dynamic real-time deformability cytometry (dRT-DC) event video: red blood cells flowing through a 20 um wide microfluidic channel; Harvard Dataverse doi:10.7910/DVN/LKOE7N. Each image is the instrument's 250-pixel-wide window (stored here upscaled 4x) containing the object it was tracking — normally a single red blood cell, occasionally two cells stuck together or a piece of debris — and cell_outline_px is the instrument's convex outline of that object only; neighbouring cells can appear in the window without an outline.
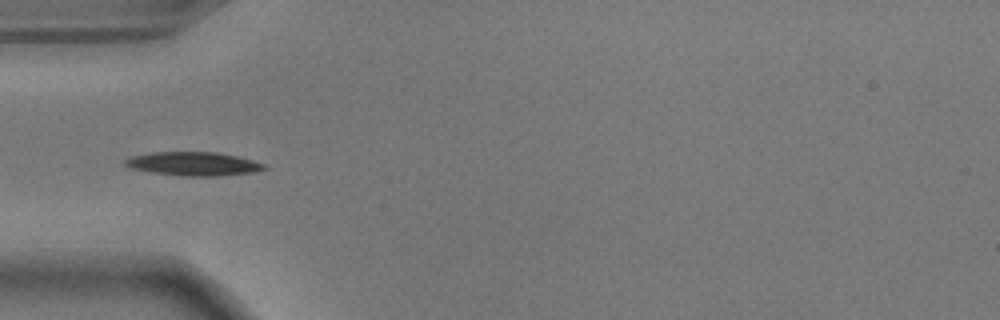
{"species": "common noctule bat (a hibernating species)", "species_latin": "Nyctalus noctula", "temperature_condition": "warm", "stored_images_in_passage": 39, "camera_frame_rate_fps": 3000, "um_per_image_px": 0.085, "animal": {"sex": "male", "body_mass_g": 17.9}, "frame": {"image": 1, "passage_image": 1, "time_ms": 0.0, "image_size_px": [1000, 320], "cell_outline_px": [[268, 168], [252, 172], [216, 176], [184, 176], [152, 172], [132, 168], [124, 164], [124, 160], [136, 156], [152, 152], [216, 152], [236, 156], [252, 160], [264, 164]], "centroid_in_image_um": [16.46, 13.92], "position_along_channel_um": 68.5, "area_um2": 18.84}}
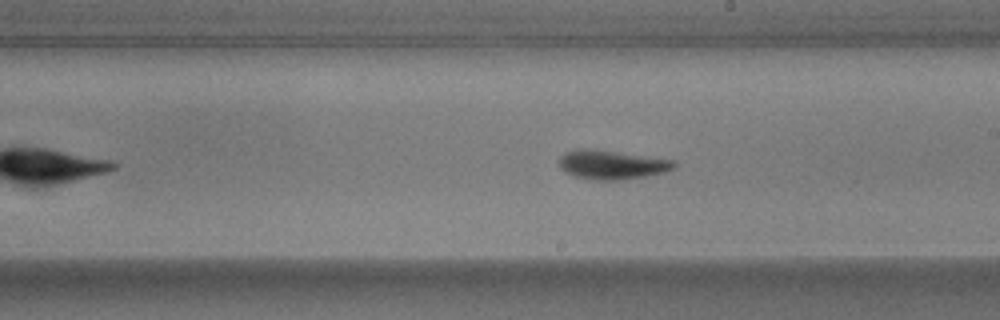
{"frame": {"image": 2, "passage_image": 15, "time_ms": 4.667, "image_size_px": [1000, 320], "cell_outline_px": [[676, 164], [672, 168], [664, 172], [644, 176], [620, 180], [592, 180], [576, 176], [564, 172], [560, 168], [560, 156], [564, 152], [580, 148], [616, 152], [672, 160]], "centroid_in_image_um": [51.93, 14.01], "position_along_channel_um": 237.1, "area_um2": 19.02}}
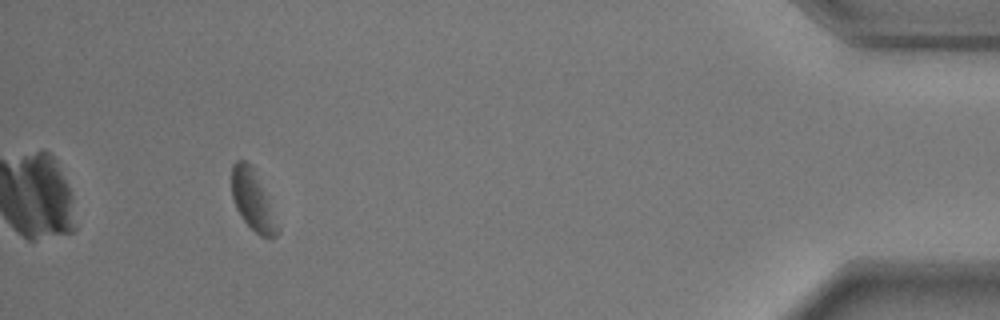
{"frame": {"image": 3, "passage_image": 35, "time_ms": 11.333, "image_size_px": [1000, 320], "cell_outline_px": [[280, 228], [276, 236], [260, 236], [240, 216], [236, 208], [232, 196], [232, 164], [236, 160], [244, 160], [252, 164], [268, 200]], "centroid_in_image_um": [21.46, 16.99], "position_along_channel_um": 413.7, "area_um2": 15.72}, "authors_computed_cell_mechanics": {"area_um2": 18.2648, "velocity_mm_per_s": 3.6017, "shape_relaxation_time_tau1_ms": 1.4022, "shape_relaxation_time_tau2_ms": 4.3175, "deformation_change_tau1": 0.1235, "deformation_change_tau2": 0.1229}}